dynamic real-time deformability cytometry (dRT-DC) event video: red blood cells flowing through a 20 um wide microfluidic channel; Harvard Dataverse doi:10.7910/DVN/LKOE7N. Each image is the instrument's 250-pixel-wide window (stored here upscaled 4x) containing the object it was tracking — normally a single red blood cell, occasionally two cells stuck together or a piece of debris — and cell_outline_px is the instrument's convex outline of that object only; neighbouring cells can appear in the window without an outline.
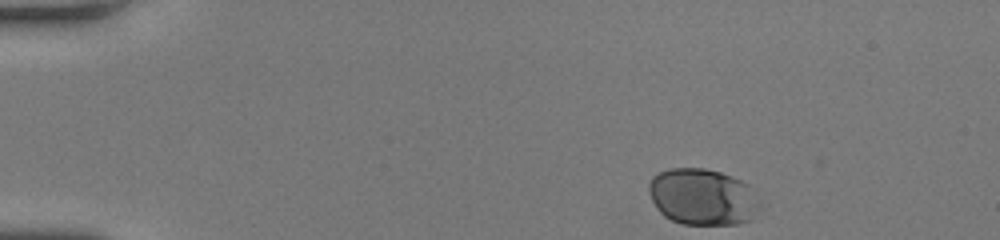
{"species": "human", "species_latin": "Homo sapiens", "temperature_condition": "room temperature", "stored_images_in_passage": 36, "camera_frame_rate_fps": 3000, "um_per_image_px": 0.085, "donor": {"sex": "female"}, "frame": {"image": 1, "passage_image": 1, "time_ms": 0.0, "image_size_px": [1000, 240], "cell_outline_px": [[764, 208], [752, 220], [736, 224], [684, 224], [672, 220], [664, 216], [656, 208], [648, 192], [648, 184], [652, 176], [656, 172], [668, 168], [704, 168], [720, 172], [732, 176], [748, 184]], "centroid_in_image_um": [59.74, 16.74], "position_along_channel_um": 25.3, "area_um2": 37.17}}
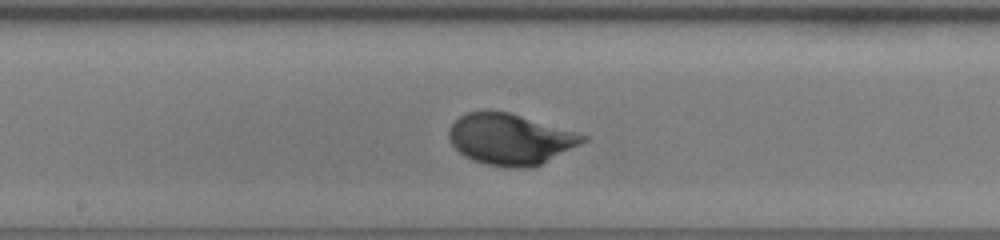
{"frame": {"image": 2, "passage_image": 21, "time_ms": 6.667, "image_size_px": [1000, 240], "cell_outline_px": [[588, 140], [532, 168], [508, 168], [488, 164], [472, 160], [464, 156], [448, 140], [448, 128], [460, 116], [468, 112], [508, 112], [588, 136]], "centroid_in_image_um": [43.34, 11.85], "position_along_channel_um": 204.9, "area_um2": 39.19}}
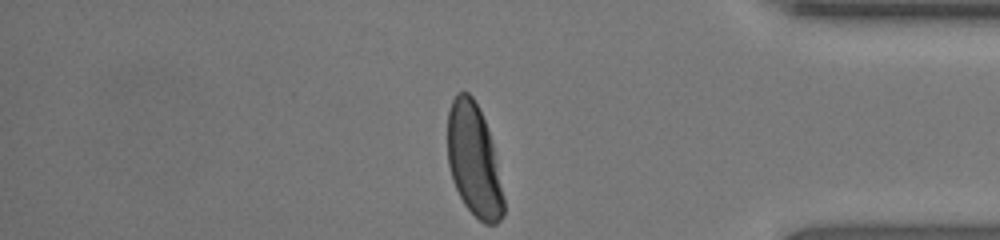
{"frame": {"image": 3, "passage_image": 36, "time_ms": 11.667, "image_size_px": [1000, 240], "cell_outline_px": [[504, 216], [496, 224], [484, 224], [464, 204], [452, 180], [448, 164], [448, 112], [452, 100], [456, 92], [468, 92], [472, 96], [484, 120], [492, 144], [504, 196]], "centroid_in_image_um": [40.27, 13.65], "position_along_channel_um": 394.9, "area_um2": 36.41}, "authors_computed_cell_mechanics": {"area_um2": 37.4833, "velocity_mm_per_s": 4.2099, "shape_relaxation_time_tau1_ms": 2.6494, "shape_relaxation_time_tau2_ms": null, "deformation_change_tau1": 0.1266, "deformation_change_tau2": null}}